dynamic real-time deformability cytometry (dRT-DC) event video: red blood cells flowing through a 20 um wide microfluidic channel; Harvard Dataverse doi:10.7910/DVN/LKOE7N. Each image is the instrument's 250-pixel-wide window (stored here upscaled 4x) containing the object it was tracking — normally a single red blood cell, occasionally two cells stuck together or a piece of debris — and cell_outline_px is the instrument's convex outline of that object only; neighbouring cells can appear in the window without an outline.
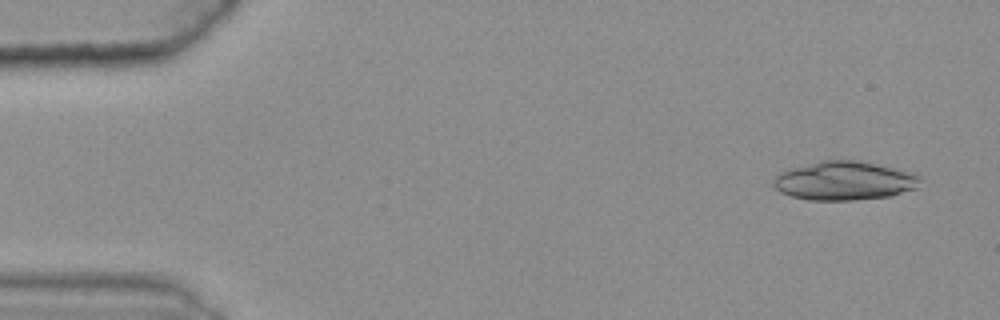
{"species": "common noctule bat (a hibernating species)", "species_latin": "Nyctalus noctula", "temperature_condition": "warm", "stored_images_in_passage": 48, "camera_frame_rate_fps": 3000, "um_per_image_px": 0.085, "animal": {"sex": "female", "body_mass_g": 25.1}, "frame": {"image": 1, "passage_image": 3, "time_ms": 0.667, "image_size_px": [1000, 320], "cell_outline_px": [[920, 180], [916, 188], [888, 196], [852, 200], [808, 200], [792, 196], [780, 192], [772, 184], [772, 180], [780, 172], [792, 168], [820, 160], [860, 160], [920, 176]], "centroid_in_image_um": [71.69, 15.37], "position_along_channel_um": 13.3, "area_um2": 32.66}}